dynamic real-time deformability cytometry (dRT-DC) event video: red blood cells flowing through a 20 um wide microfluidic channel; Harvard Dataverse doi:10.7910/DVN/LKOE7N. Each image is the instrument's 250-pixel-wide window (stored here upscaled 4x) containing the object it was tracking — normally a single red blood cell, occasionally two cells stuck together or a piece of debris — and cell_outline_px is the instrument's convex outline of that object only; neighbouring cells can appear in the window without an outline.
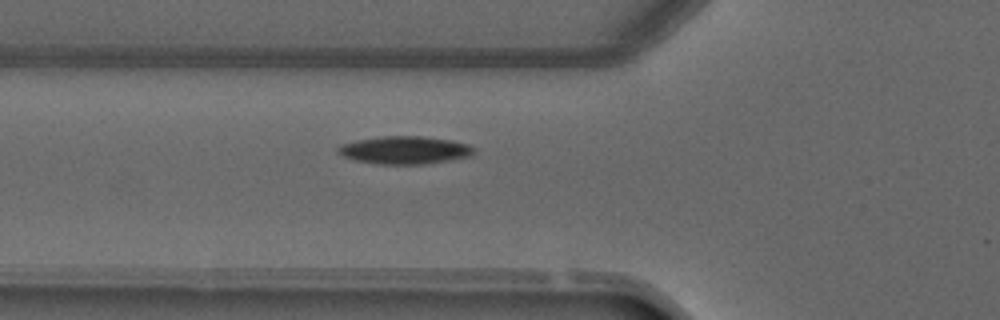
{"species": "common noctule bat (a hibernating species)", "species_latin": "Nyctalus noctula", "temperature_condition": "warm", "stored_images_in_passage": 5, "camera_frame_rate_fps": 3000, "um_per_image_px": 0.085, "animal": {"sex": "male", "forearm_length_mm": 52.5}, "frame": {"image": 1, "passage_image": 4, "time_ms": 4.333, "image_size_px": [1000, 320], "cell_outline_px": [[476, 152], [472, 156], [452, 160], [424, 164], [376, 164], [356, 160], [344, 156], [336, 152], [336, 148], [340, 144], [356, 140], [380, 136], [420, 136], [452, 140], [468, 144], [476, 148]], "centroid_in_image_um": [34.43, 12.76], "position_along_channel_um": 91.4, "area_um2": 22.31}}